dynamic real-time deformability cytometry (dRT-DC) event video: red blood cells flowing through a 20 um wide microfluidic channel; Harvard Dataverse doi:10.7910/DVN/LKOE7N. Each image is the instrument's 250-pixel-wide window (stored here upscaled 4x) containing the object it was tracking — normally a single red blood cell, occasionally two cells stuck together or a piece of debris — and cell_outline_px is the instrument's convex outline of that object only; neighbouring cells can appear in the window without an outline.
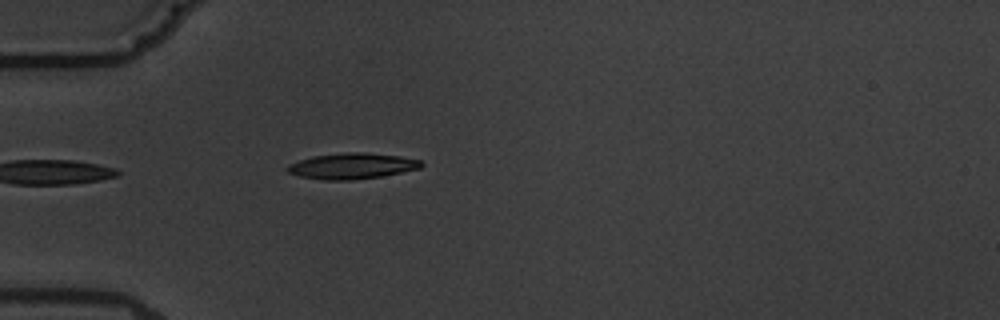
{"species": "common noctule bat (a hibernating species)", "species_latin": "Nyctalus noctula", "temperature_condition": "warm", "stored_images_in_passage": 1, "camera_frame_rate_fps": 3000, "um_per_image_px": 0.085, "animal": {"sex": "male", "body_mass_g": 19.5, "forearm_length_mm": 54.6}, "frame": {"image": 1, "passage_image": 1, "time_ms": 0.0, "image_size_px": [1000, 320], "cell_outline_px": [[424, 164], [420, 168], [380, 176], [348, 180], [324, 180], [300, 176], [288, 172], [284, 168], [288, 164], [312, 156], [344, 152], [360, 152], [400, 156], [420, 160]], "centroid_in_image_um": [29.88, 14.1], "position_along_channel_um": 55.1, "area_um2": 20.0}}